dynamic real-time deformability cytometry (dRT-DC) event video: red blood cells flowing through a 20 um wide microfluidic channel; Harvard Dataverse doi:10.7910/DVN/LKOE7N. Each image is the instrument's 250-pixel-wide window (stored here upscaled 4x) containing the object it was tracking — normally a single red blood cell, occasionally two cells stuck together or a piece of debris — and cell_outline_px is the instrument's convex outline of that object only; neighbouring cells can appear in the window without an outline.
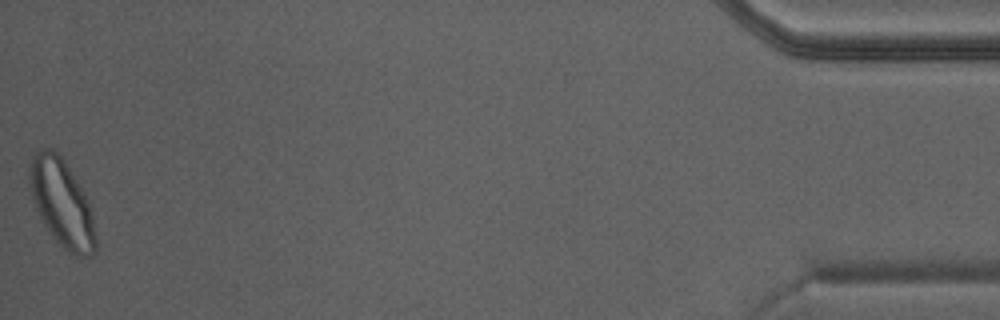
{"species": "Egyptian fruit bat (a non-hibernating species)", "species_latin": "Rousettus aegyptiacus", "temperature_condition": "warm", "stored_images_in_passage": 30, "camera_frame_rate_fps": 3000, "um_per_image_px": 0.085, "animal": {"sex": "male"}, "frame": {"image": 1, "passage_image": 30, "time_ms": 9.667, "image_size_px": [1000, 320], "cell_outline_px": [[96, 252], [88, 256], [76, 256], [68, 252], [48, 232], [36, 208], [32, 196], [28, 180], [28, 168], [36, 152], [44, 148], [52, 148], [64, 160], [84, 192], [92, 212], [96, 240]], "centroid_in_image_um": [5.26, 17.27], "position_along_channel_um": 429.9, "area_um2": 33.41}}